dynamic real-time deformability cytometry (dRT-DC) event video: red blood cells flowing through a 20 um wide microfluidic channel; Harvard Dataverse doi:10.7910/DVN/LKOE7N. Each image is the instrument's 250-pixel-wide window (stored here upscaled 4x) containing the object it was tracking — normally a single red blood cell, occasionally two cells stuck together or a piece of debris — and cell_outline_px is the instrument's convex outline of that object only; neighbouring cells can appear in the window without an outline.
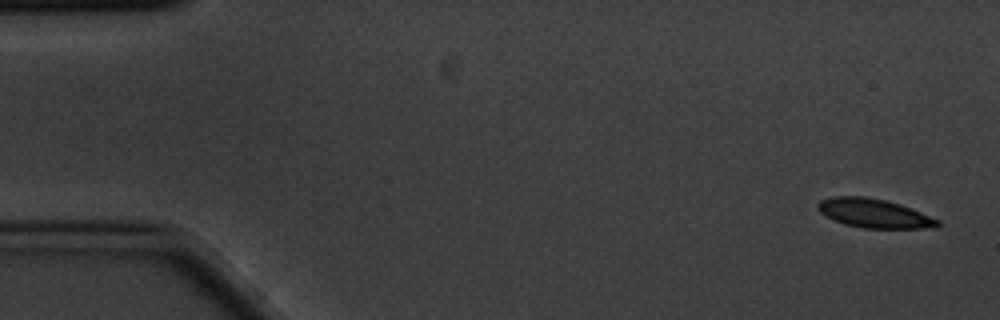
{"species": "common noctule bat (a hibernating species)", "species_latin": "Nyctalus noctula", "temperature_condition": "cold", "stored_images_in_passage": 6, "segment_of_instrument_passage": [1, 2], "camera_frame_rate_fps": 3000, "um_per_image_px": 0.085, "animal": {"sex": "male", "body_mass_g": 20.1, "forearm_length_mm": 53.5}, "frame": {"image": 1, "passage_image": 1, "time_ms": 0.0, "image_size_px": [1000, 320], "cell_outline_px": [[940, 224], [936, 228], [864, 228], [844, 224], [820, 212], [816, 208], [816, 204], [820, 200], [836, 196], [864, 196], [884, 200], [900, 204], [940, 220]], "centroid_in_image_um": [74.3, 18.13], "position_along_channel_um": 10.7, "area_um2": 20.06}}